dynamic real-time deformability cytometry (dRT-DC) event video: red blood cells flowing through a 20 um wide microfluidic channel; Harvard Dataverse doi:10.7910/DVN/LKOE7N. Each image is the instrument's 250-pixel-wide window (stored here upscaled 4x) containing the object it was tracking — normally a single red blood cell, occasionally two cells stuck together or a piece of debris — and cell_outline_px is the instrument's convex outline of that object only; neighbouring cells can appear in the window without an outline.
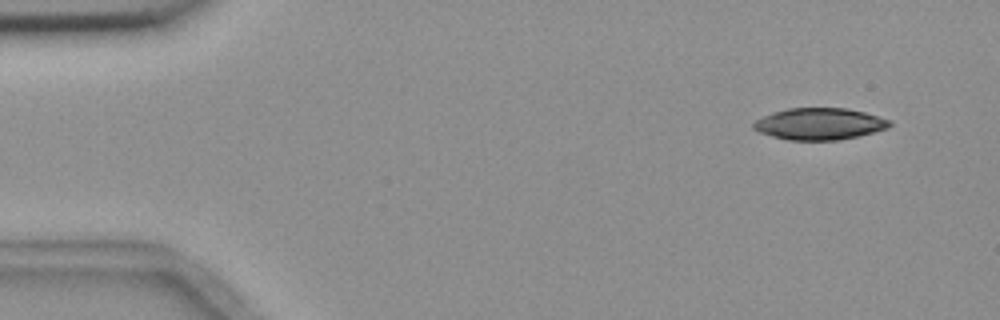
{"species": "common noctule bat (a hibernating species)", "species_latin": "Nyctalus noctula", "temperature_condition": "room temperature", "stored_images_in_passage": 5, "camera_frame_rate_fps": 3000, "um_per_image_px": 0.085, "animal": {"sex": "female", "body_mass_g": 18.4}, "frame": {"image": 1, "passage_image": 2, "time_ms": 1.0, "image_size_px": [1000, 320], "cell_outline_px": [[892, 124], [888, 128], [840, 140], [788, 140], [772, 136], [760, 132], [752, 128], [752, 124], [756, 120], [772, 112], [788, 108], [848, 108], [864, 112], [892, 120]], "centroid_in_image_um": [69.65, 10.52], "position_along_channel_um": 15.3, "area_um2": 25.14}}